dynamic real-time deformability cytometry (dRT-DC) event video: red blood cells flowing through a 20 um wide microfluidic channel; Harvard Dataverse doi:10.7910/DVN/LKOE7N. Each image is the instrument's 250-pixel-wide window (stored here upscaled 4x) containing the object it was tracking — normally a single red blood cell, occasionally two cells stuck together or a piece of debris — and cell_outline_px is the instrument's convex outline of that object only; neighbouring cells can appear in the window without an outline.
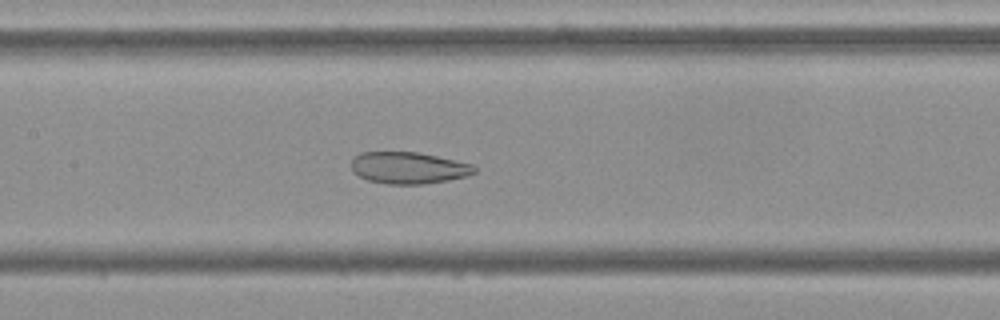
{"species": "Egyptian fruit bat (a non-hibernating species)", "species_latin": "Rousettus aegyptiacus", "temperature_condition": "cold", "stored_images_in_passage": 55, "camera_frame_rate_fps": 3000, "um_per_image_px": 0.085, "frame": {"image": 1, "passage_image": 25, "time_ms": 8.0, "image_size_px": [1000, 320], "cell_outline_px": [[476, 172], [468, 176], [448, 180], [424, 184], [388, 184], [368, 180], [360, 176], [352, 168], [352, 160], [360, 152], [416, 152], [436, 156], [472, 164], [476, 168]], "centroid_in_image_um": [34.75, 14.27], "position_along_channel_um": 172.7, "area_um2": 22.54}}
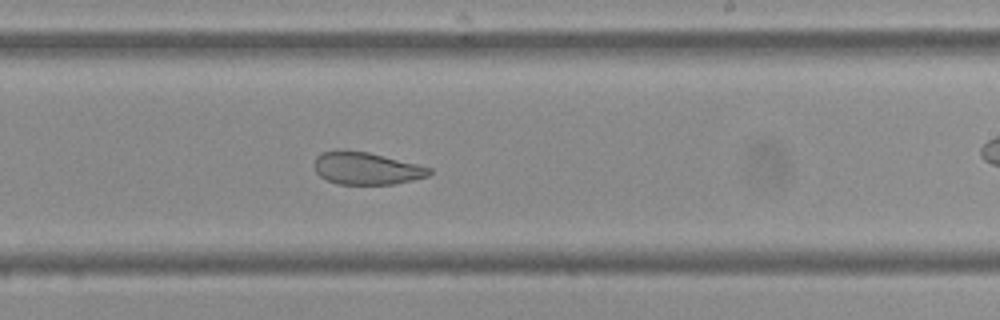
{"frame": {"image": 2, "passage_image": 32, "time_ms": 10.333, "image_size_px": [1000, 320], "cell_outline_px": [[432, 172], [428, 176], [412, 180], [392, 184], [340, 184], [328, 180], [320, 176], [316, 172], [312, 164], [316, 156], [320, 152], [368, 152], [432, 168]], "centroid_in_image_um": [31.14, 14.33], "position_along_channel_um": 257.9, "area_um2": 21.21}}
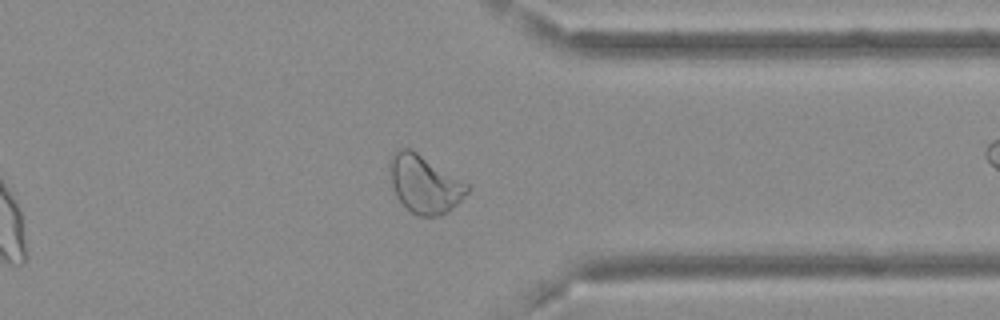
{"frame": {"image": 3, "passage_image": 42, "time_ms": 13.667, "image_size_px": [1000, 320], "cell_outline_px": [[468, 192], [448, 212], [440, 216], [416, 216], [396, 196], [392, 184], [388, 164], [392, 152], [396, 148], [408, 148], [416, 152], [468, 184]], "centroid_in_image_um": [36.05, 15.64], "position_along_channel_um": 375.4, "area_um2": 25.78}, "authors_computed_cell_mechanics": {"area_um2": 28.4954, "velocity_mm_per_s": 3.664, "shape_relaxation_time_tau1_ms": null, "shape_relaxation_time_tau2_ms": 2.0762, "deformation_change_tau1": null, "deformation_change_tau2": 0.0836}}